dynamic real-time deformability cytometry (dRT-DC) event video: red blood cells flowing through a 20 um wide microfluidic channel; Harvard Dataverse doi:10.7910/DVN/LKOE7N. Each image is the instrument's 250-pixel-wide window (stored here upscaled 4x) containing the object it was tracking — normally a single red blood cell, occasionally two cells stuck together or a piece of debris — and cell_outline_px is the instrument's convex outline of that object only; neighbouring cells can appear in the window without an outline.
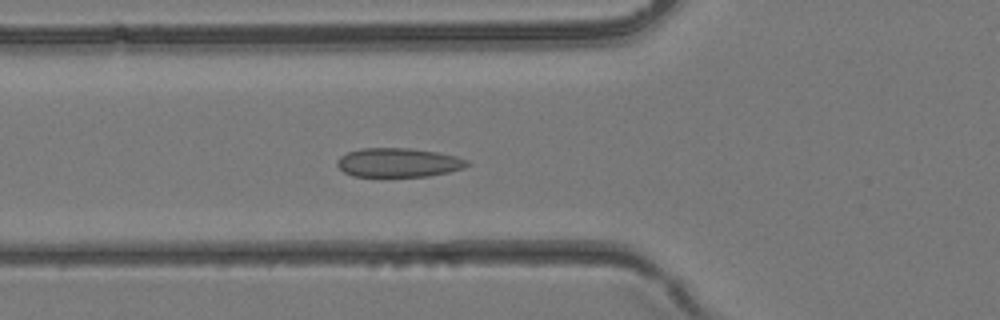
{"species": "common noctule bat (a hibernating species)", "species_latin": "Nyctalus noctula", "temperature_condition": "room temperature", "stored_images_in_passage": 35, "camera_frame_rate_fps": 3000, "um_per_image_px": 0.085, "animal": {"sex": "female", "body_mass_g": 24.6, "forearm_length_mm": 56.2}, "frame": {"image": 1, "passage_image": 13, "time_ms": 4.0, "image_size_px": [1000, 320], "cell_outline_px": [[472, 164], [464, 168], [448, 172], [428, 176], [352, 176], [344, 172], [336, 164], [336, 160], [340, 156], [348, 152], [360, 148], [412, 148], [436, 152], [456, 156], [468, 160]], "centroid_in_image_um": [33.87, 13.81], "position_along_channel_um": 91.9, "area_um2": 22.08}}
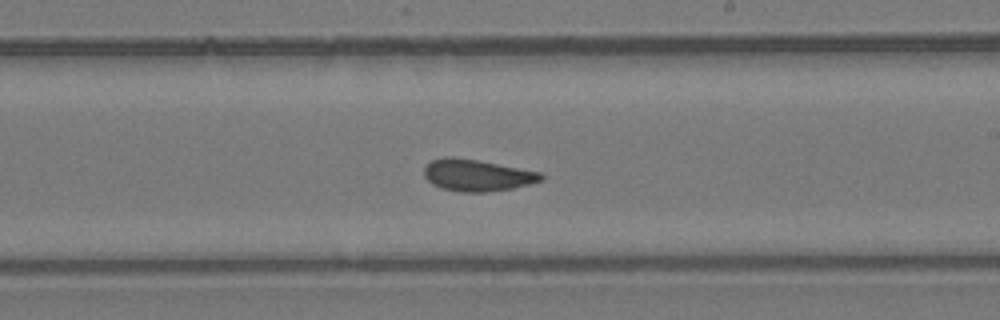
{"frame": {"image": 2, "passage_image": 22, "time_ms": 7.0, "image_size_px": [1000, 320], "cell_outline_px": [[544, 180], [512, 188], [484, 192], [460, 192], [440, 188], [432, 184], [424, 176], [424, 168], [432, 160], [444, 156], [452, 156], [480, 160], [540, 172], [544, 176]], "centroid_in_image_um": [40.53, 14.88], "position_along_channel_um": 248.5, "area_um2": 21.73}}
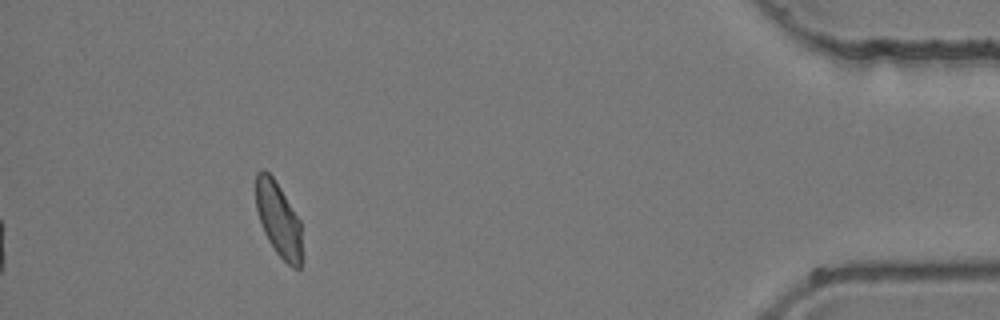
{"frame": {"image": 3, "passage_image": 35, "time_ms": 11.333, "image_size_px": [1000, 320], "cell_outline_px": [[300, 268], [292, 268], [276, 252], [268, 240], [264, 232], [256, 208], [256, 172], [260, 168], [264, 168], [272, 176], [280, 188], [300, 220]], "centroid_in_image_um": [23.64, 18.6], "position_along_channel_um": 411.6, "area_um2": 19.59}}